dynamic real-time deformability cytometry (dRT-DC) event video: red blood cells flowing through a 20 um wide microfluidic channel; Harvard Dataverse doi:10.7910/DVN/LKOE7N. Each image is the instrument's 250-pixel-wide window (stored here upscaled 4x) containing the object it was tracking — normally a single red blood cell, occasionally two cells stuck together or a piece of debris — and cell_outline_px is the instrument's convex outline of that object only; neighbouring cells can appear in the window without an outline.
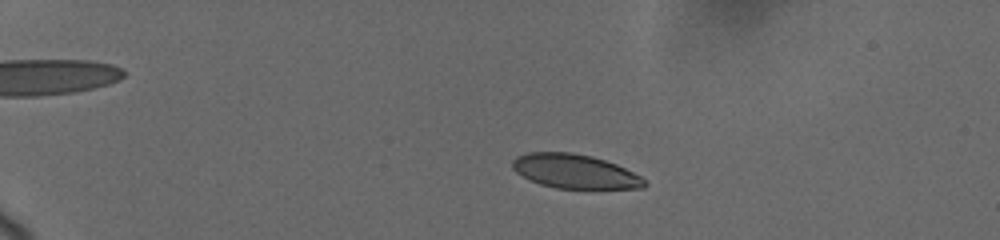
{"species": "human", "species_latin": "Homo sapiens", "temperature_condition": "cold", "stored_images_in_passage": 15, "camera_frame_rate_fps": 3000, "um_per_image_px": 0.085, "donor": {"sex": "female"}, "frame": {"image": 1, "passage_image": 7, "time_ms": 3.667, "image_size_px": [1000, 240], "cell_outline_px": [[648, 184], [644, 188], [556, 188], [540, 184], [516, 172], [512, 168], [512, 160], [516, 156], [528, 152], [572, 152], [592, 156], [616, 164], [640, 176]], "centroid_in_image_um": [48.84, 14.55], "position_along_channel_um": 36.2, "area_um2": 26.07}}
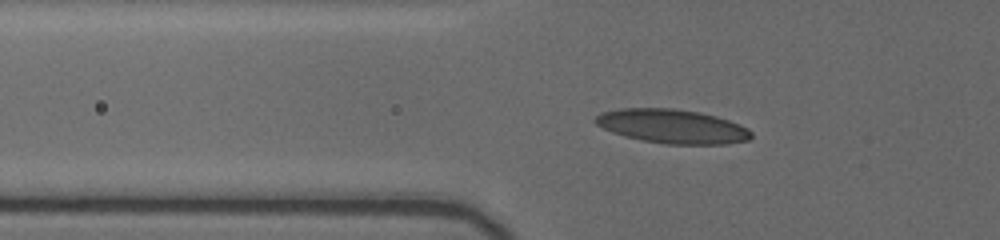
{"frame": {"image": 2, "passage_image": 13, "time_ms": 6.667, "image_size_px": [1000, 240], "cell_outline_px": [[752, 136], [748, 140], [724, 144], [664, 144], [640, 140], [624, 136], [612, 132], [596, 124], [592, 120], [600, 112], [620, 108], [672, 108], [696, 112], [716, 116], [740, 124], [748, 128], [752, 132]], "centroid_in_image_um": [57.11, 10.74], "position_along_channel_um": 68.7, "area_um2": 30.98}}